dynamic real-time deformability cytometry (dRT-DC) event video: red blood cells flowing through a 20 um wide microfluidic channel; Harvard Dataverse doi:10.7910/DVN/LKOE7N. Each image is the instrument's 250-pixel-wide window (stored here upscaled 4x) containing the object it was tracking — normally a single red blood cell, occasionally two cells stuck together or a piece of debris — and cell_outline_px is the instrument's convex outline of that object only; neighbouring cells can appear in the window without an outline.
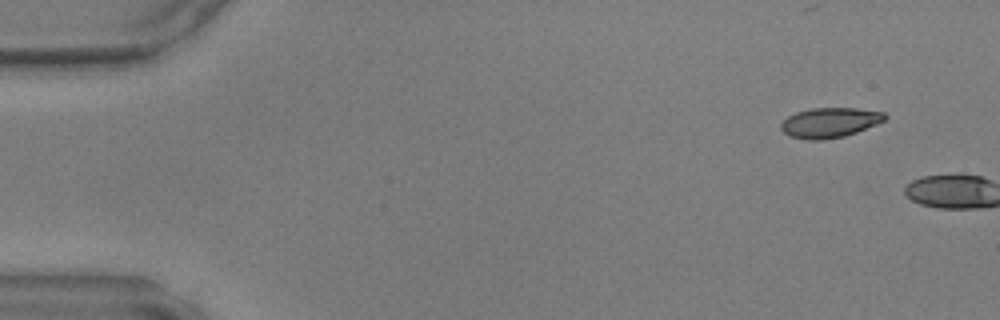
{"species": "common noctule bat (a hibernating species)", "species_latin": "Nyctalus noctula", "temperature_condition": "warm", "stored_images_in_passage": 3, "camera_frame_rate_fps": 3000, "um_per_image_px": 0.085, "animal": {"sex": "male", "body_mass_g": 17.9, "forearm_length_mm": 54.2}, "frame": {"image": 1, "passage_image": 1, "time_ms": 0.0, "image_size_px": [1000, 320], "cell_outline_px": [[888, 116], [884, 120], [876, 124], [856, 132], [844, 136], [820, 140], [808, 140], [788, 136], [780, 128], [780, 124], [788, 116], [796, 112], [812, 108], [856, 108], [884, 112]], "centroid_in_image_um": [70.51, 10.42], "position_along_channel_um": 14.5, "area_um2": 18.09}}